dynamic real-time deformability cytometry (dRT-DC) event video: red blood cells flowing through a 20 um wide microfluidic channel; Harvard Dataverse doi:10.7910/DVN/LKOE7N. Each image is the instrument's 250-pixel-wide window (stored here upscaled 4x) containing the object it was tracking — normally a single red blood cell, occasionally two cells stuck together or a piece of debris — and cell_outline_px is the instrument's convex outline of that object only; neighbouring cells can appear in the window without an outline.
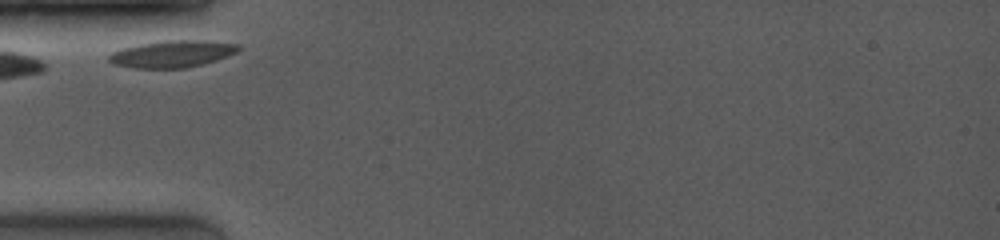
{"species": "common noctule bat (a hibernating species)", "species_latin": "Nyctalus noctula", "temperature_condition": "room temperature", "stored_images_in_passage": 26, "camera_frame_rate_fps": 4000, "um_per_image_px": 0.085, "animal": {"sex": "female", "body_mass_g": 19.0, "forearm_length_mm": 53.3}, "frame": {"image": 1, "passage_image": 1, "time_ms": 0.0, "image_size_px": [1000, 240], "cell_outline_px": [[240, 52], [216, 60], [184, 68], [132, 68], [116, 64], [108, 60], [108, 56], [112, 52], [120, 48], [140, 44], [164, 40], [204, 40], [240, 44]], "centroid_in_image_um": [14.66, 4.57], "position_along_channel_um": 70.3, "area_um2": 20.4}}